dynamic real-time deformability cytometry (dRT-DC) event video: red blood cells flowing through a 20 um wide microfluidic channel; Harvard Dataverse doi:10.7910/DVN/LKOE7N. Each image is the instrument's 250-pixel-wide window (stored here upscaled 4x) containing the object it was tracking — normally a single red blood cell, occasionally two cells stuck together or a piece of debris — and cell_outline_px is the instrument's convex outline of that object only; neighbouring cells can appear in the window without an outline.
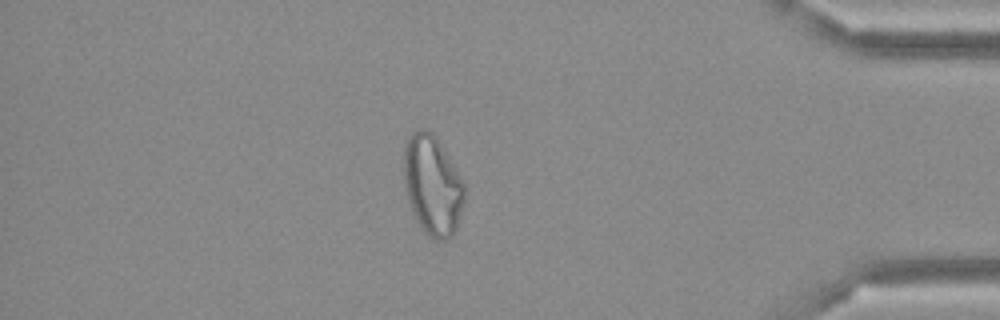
{"species": "Egyptian fruit bat (a non-hibernating species)", "species_latin": "Rousettus aegyptiacus", "temperature_condition": "cold", "stored_images_in_passage": 49, "camera_frame_rate_fps": 3000, "um_per_image_px": 0.085, "frame": {"image": 1, "passage_image": 42, "time_ms": 13.667, "image_size_px": [1000, 320], "cell_outline_px": [[464, 200], [456, 232], [448, 240], [432, 240], [424, 232], [416, 220], [412, 212], [408, 200], [404, 180], [404, 144], [412, 132], [420, 128], [428, 128], [436, 136], [464, 180]], "centroid_in_image_um": [36.77, 15.75], "position_along_channel_um": 398.4, "area_um2": 35.78}}